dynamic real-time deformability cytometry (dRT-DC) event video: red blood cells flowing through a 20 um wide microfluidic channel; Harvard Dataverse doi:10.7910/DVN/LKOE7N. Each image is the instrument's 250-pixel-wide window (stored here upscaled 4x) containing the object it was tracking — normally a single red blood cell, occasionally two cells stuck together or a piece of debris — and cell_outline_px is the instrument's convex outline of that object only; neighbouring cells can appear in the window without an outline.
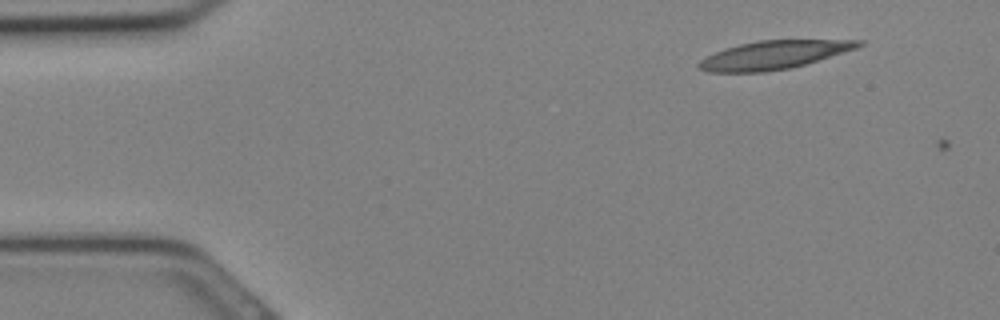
{"species": "Egyptian fruit bat (a non-hibernating species)", "species_latin": "Rousettus aegyptiacus", "temperature_condition": "cold", "stored_images_in_passage": 2, "camera_frame_rate_fps": 3000, "um_per_image_px": 0.085, "animal": {"sex": "female"}, "frame": {"image": 1, "passage_image": 1, "time_ms": 0.0, "image_size_px": [1000, 320], "cell_outline_px": [[864, 44], [856, 48], [804, 64], [788, 68], [764, 72], [708, 72], [700, 68], [696, 64], [700, 60], [724, 48], [740, 44], [760, 40], [864, 40]], "centroid_in_image_um": [65.74, 4.66], "position_along_channel_um": 19.3, "area_um2": 25.95}}